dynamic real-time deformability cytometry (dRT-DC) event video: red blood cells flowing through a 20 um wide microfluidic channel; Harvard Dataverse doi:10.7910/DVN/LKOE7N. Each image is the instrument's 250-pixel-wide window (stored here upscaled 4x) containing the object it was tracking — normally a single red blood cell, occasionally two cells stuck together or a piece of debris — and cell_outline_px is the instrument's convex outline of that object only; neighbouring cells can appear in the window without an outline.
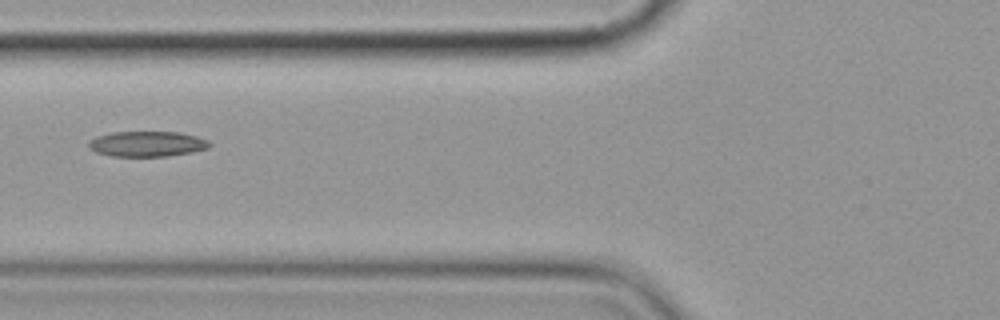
{"species": "common noctule bat (a hibernating species)", "species_latin": "Nyctalus noctula", "temperature_condition": "cold", "stored_images_in_passage": 6, "camera_frame_rate_fps": 3000, "um_per_image_px": 0.085, "animal": {"sex": "female", "body_mass_g": 19.9}, "frame": {"image": 1, "passage_image": 6, "time_ms": 6.667, "image_size_px": [1000, 320], "cell_outline_px": [[212, 144], [208, 148], [192, 152], [168, 156], [112, 156], [96, 152], [88, 148], [88, 140], [96, 136], [112, 132], [180, 132], [196, 136], [208, 140]], "centroid_in_image_um": [12.49, 12.23], "position_along_channel_um": 113.3, "area_um2": 17.98}}